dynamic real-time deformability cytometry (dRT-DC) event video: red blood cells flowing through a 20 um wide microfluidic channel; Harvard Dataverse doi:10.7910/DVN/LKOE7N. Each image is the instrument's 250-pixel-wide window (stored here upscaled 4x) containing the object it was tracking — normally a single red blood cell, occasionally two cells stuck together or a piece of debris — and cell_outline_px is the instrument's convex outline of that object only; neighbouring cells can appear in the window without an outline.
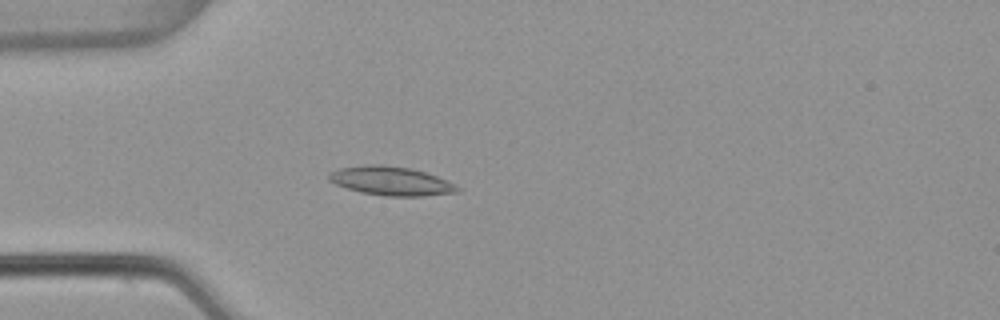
{"species": "common noctule bat (a hibernating species)", "species_latin": "Nyctalus noctula", "temperature_condition": "warm", "stored_images_in_passage": 3, "camera_frame_rate_fps": 3000, "um_per_image_px": 0.085, "animal": {"sex": "female", "body_mass_g": 22.7, "forearm_length_mm": 54.2}, "frame": {"image": 1, "passage_image": 3, "time_ms": 0.667, "image_size_px": [1000, 320], "cell_outline_px": [[460, 192], [424, 196], [384, 196], [360, 192], [336, 184], [328, 180], [328, 172], [340, 168], [364, 164], [380, 164], [412, 168], [436, 176], [460, 188]], "centroid_in_image_um": [33.19, 15.38], "position_along_channel_um": 51.8, "area_um2": 21.62}}